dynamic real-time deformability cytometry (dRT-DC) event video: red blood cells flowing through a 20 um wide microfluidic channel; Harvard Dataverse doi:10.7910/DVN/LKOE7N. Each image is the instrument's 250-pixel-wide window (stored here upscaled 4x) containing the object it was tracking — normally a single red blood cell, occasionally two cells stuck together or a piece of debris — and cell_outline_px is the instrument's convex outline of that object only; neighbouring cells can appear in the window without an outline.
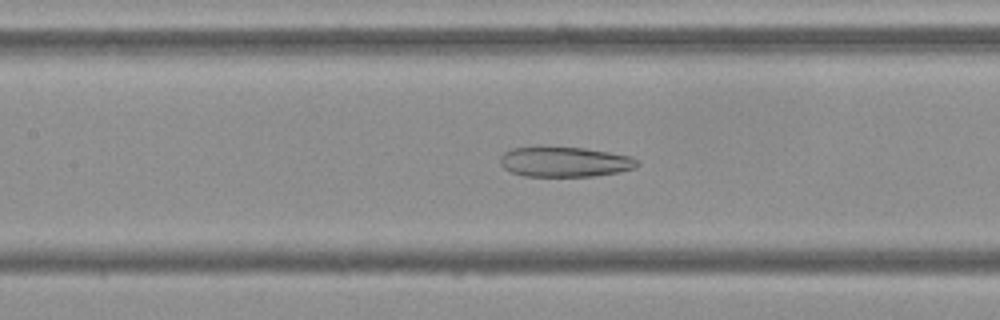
{"species": "Egyptian fruit bat (a non-hibernating species)", "species_latin": "Rousettus aegyptiacus", "temperature_condition": "cold", "stored_images_in_passage": 54, "camera_frame_rate_fps": 3000, "um_per_image_px": 0.085, "frame": {"image": 1, "passage_image": 23, "time_ms": 7.333, "image_size_px": [1000, 320], "cell_outline_px": [[640, 164], [636, 168], [620, 172], [592, 176], [524, 176], [512, 172], [504, 168], [500, 164], [500, 156], [504, 152], [512, 148], [536, 144], [544, 144], [584, 148], [632, 156], [640, 160]], "centroid_in_image_um": [47.98, 13.71], "position_along_channel_um": 159.4, "area_um2": 25.03}}
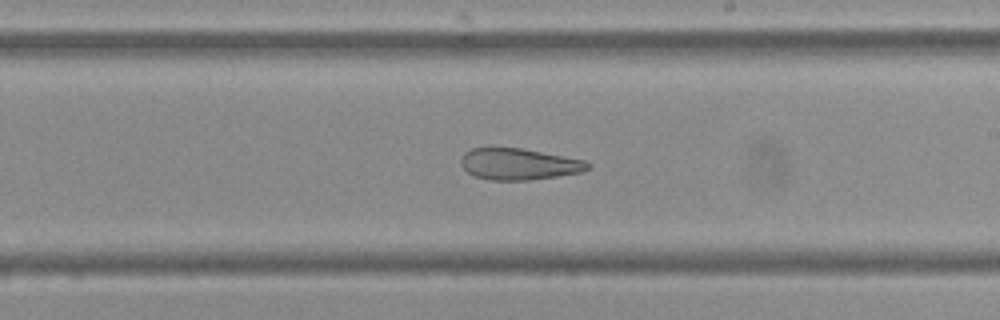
{"frame": {"image": 2, "passage_image": 30, "time_ms": 9.667, "image_size_px": [1000, 320], "cell_outline_px": [[592, 168], [580, 172], [556, 176], [528, 180], [492, 180], [476, 176], [468, 172], [460, 164], [460, 160], [464, 152], [472, 148], [520, 148], [588, 160], [592, 164]], "centroid_in_image_um": [44.15, 13.94], "position_along_channel_um": 244.9, "area_um2": 23.24}}
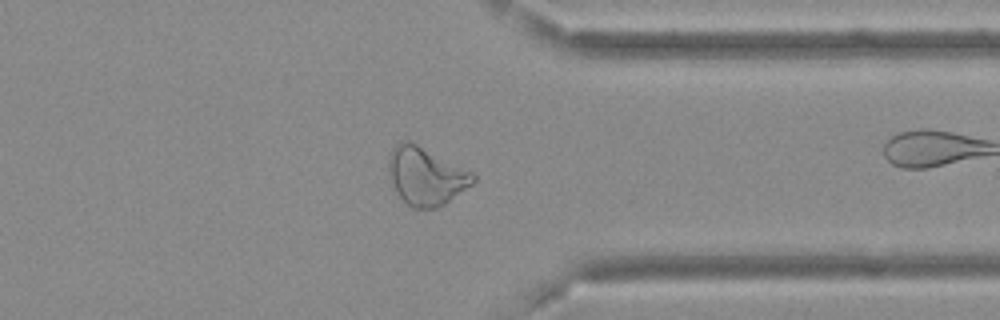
{"frame": {"image": 3, "passage_image": 41, "time_ms": 13.333, "image_size_px": [1000, 320], "cell_outline_px": [[476, 180], [472, 184], [444, 204], [436, 208], [412, 208], [400, 196], [392, 180], [388, 168], [388, 160], [392, 148], [400, 140], [408, 140], [472, 172], [476, 176]], "centroid_in_image_um": [36.2, 14.96], "position_along_channel_um": 375.2, "area_um2": 27.86}, "authors_computed_cell_mechanics": {"area_um2": 29.8826, "velocity_mm_per_s": 3.6734, "shape_relaxation_time_tau1_ms": null, "shape_relaxation_time_tau2_ms": 8.3676, "deformation_change_tau1": null, "deformation_change_tau2": 0.1954}}